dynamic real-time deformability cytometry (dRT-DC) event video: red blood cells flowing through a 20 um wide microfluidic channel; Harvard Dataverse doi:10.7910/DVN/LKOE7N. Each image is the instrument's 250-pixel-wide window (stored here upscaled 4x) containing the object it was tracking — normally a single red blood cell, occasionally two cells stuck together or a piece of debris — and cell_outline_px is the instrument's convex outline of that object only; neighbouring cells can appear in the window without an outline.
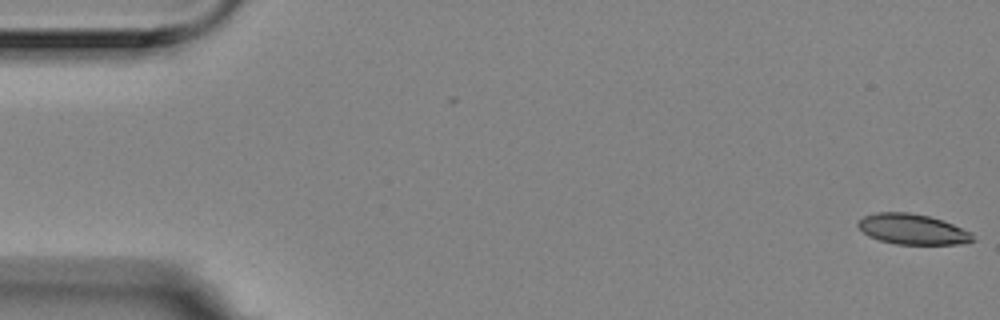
{"species": "Egyptian fruit bat (a non-hibernating species)", "species_latin": "Rousettus aegyptiacus", "temperature_condition": "room temperature", "stored_images_in_passage": 56, "camera_frame_rate_fps": 3000, "um_per_image_px": 0.085, "animal": {"sex": "female"}, "frame": {"image": 1, "passage_image": 1, "time_ms": 0.0, "image_size_px": [1000, 320], "cell_outline_px": [[976, 240], [964, 244], [896, 244], [880, 240], [868, 236], [856, 224], [864, 216], [876, 212], [908, 212], [928, 216], [952, 224], [972, 232]], "centroid_in_image_um": [77.59, 19.49], "position_along_channel_um": 7.4, "area_um2": 20.29}}
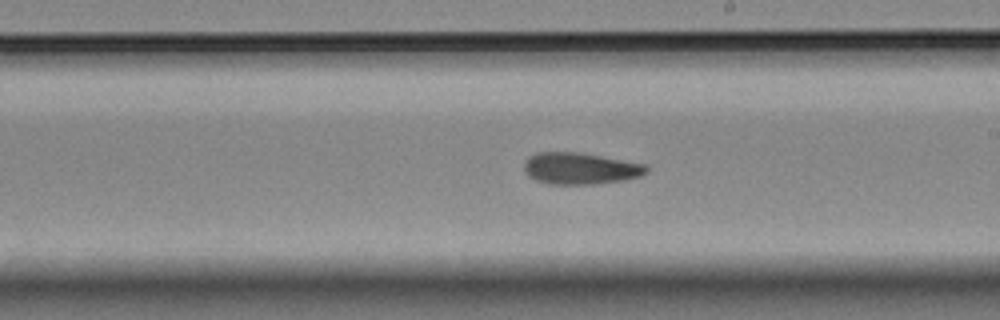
{"frame": {"image": 2, "passage_image": 32, "time_ms": 10.333, "image_size_px": [1000, 320], "cell_outline_px": [[648, 172], [640, 176], [624, 180], [596, 184], [548, 184], [536, 180], [528, 176], [524, 168], [524, 164], [528, 156], [536, 152], [580, 152], [648, 164]], "centroid_in_image_um": [49.34, 14.31], "position_along_channel_um": 239.7, "area_um2": 22.83}}
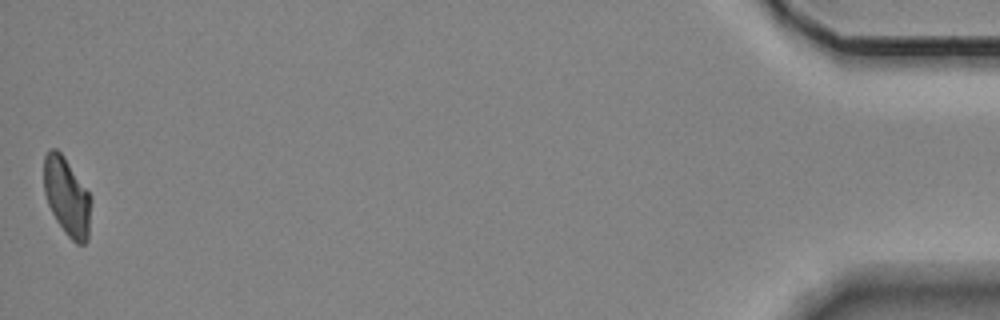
{"frame": {"image": 3, "passage_image": 56, "time_ms": 18.333, "image_size_px": [1000, 320], "cell_outline_px": [[92, 200], [88, 240], [84, 244], [76, 244], [64, 232], [56, 220], [48, 204], [44, 192], [44, 156], [52, 148], [56, 148], [64, 156], [92, 196]], "centroid_in_image_um": [5.71, 16.74], "position_along_channel_um": 429.5, "area_um2": 21.68}}